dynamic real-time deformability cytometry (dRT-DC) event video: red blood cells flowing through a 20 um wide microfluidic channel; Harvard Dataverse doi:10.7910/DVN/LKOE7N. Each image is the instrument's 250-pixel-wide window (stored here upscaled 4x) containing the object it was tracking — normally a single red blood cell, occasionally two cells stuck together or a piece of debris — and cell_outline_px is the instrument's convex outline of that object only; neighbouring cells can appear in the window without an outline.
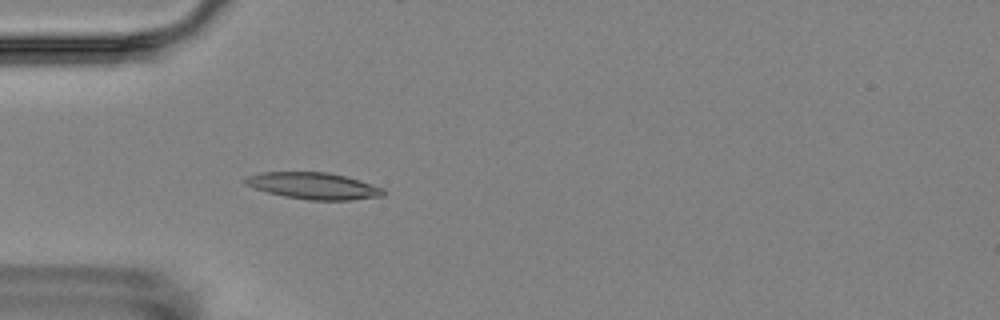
{"species": "Egyptian fruit bat (a non-hibernating species)", "species_latin": "Rousettus aegyptiacus", "temperature_condition": "room temperature", "stored_images_in_passage": 4, "camera_frame_rate_fps": 3000, "um_per_image_px": 0.085, "animal": {"sex": "female"}, "frame": {"image": 1, "passage_image": 4, "time_ms": 3.333, "image_size_px": [1000, 320], "cell_outline_px": [[388, 192], [384, 196], [352, 200], [308, 200], [284, 196], [268, 192], [244, 184], [244, 180], [248, 176], [264, 172], [328, 172], [344, 176], [384, 188]], "centroid_in_image_um": [26.7, 15.8], "position_along_channel_um": 58.3, "area_um2": 21.33}}